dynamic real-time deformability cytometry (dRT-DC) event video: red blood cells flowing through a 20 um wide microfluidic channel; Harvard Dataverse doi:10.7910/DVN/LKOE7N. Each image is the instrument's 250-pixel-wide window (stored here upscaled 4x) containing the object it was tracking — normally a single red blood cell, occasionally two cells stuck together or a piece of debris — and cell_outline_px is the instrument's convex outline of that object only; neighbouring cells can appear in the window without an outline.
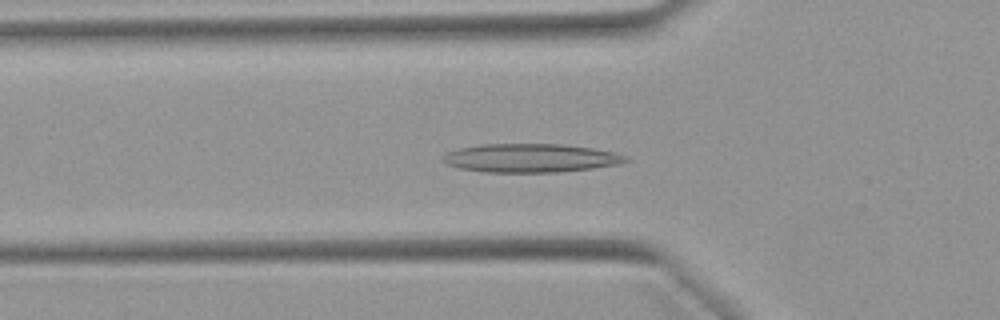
{"species": "Egyptian fruit bat (a non-hibernating species)", "species_latin": "Rousettus aegyptiacus", "temperature_condition": "warm", "stored_images_in_passage": 43, "camera_frame_rate_fps": 3000, "um_per_image_px": 0.085, "animal": {"sex": "female"}, "frame": {"image": 1, "passage_image": 9, "time_ms": 2.667, "image_size_px": [1000, 320], "cell_outline_px": [[632, 160], [616, 164], [592, 168], [556, 172], [484, 172], [460, 168], [444, 164], [444, 156], [448, 152], [456, 148], [480, 144], [560, 144], [592, 148], [612, 152], [628, 156]], "centroid_in_image_um": [45.07, 13.43], "position_along_channel_um": 80.7, "area_um2": 30.4}}
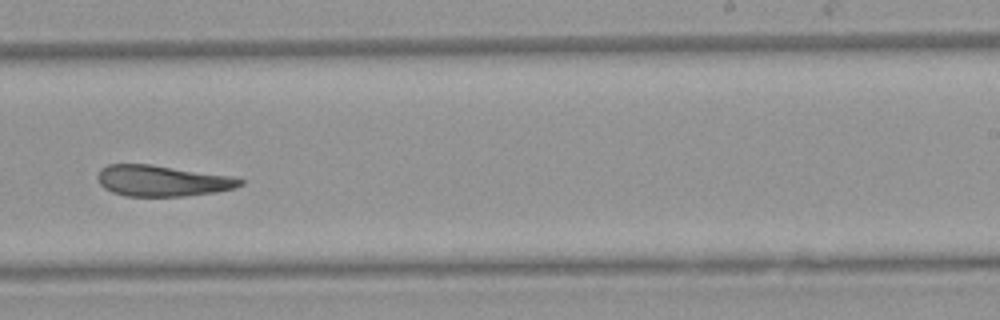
{"frame": {"image": 2, "passage_image": 24, "time_ms": 7.667, "image_size_px": [1000, 320], "cell_outline_px": [[244, 184], [236, 188], [216, 192], [184, 196], [124, 196], [112, 192], [104, 188], [100, 184], [96, 176], [100, 168], [108, 164], [148, 164], [232, 176], [244, 180]], "centroid_in_image_um": [13.78, 15.37], "position_along_channel_um": 275.2, "area_um2": 25.84}}
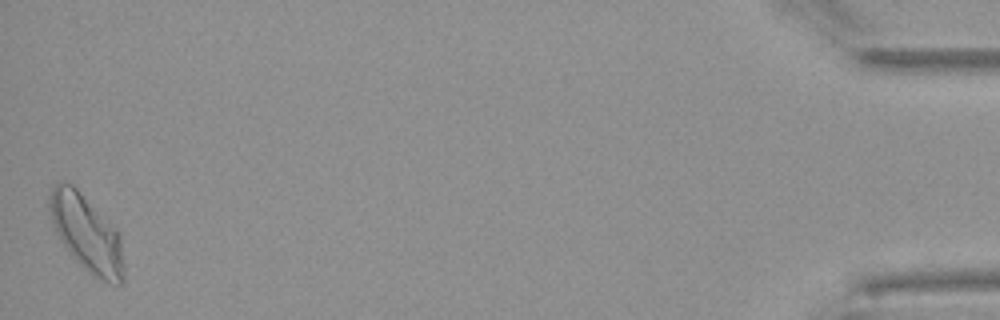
{"frame": {"image": 3, "passage_image": 43, "time_ms": 14.0, "image_size_px": [1000, 320], "cell_outline_px": [[124, 280], [120, 284], [108, 284], [88, 272], [68, 252], [60, 240], [56, 232], [48, 208], [48, 200], [52, 188], [60, 180], [72, 184], [76, 188], [120, 236], [124, 264]], "centroid_in_image_um": [7.34, 19.88], "position_along_channel_um": 427.9, "area_um2": 32.54}, "authors_computed_cell_mechanics": {"area_um2": 27.2238, "velocity_mm_per_s": 3.9029, "shape_relaxation_time_tau1_ms": null, "shape_relaxation_time_tau2_ms": 5.2929, "deformation_change_tau1": null, "deformation_change_tau2": 0.1441}}